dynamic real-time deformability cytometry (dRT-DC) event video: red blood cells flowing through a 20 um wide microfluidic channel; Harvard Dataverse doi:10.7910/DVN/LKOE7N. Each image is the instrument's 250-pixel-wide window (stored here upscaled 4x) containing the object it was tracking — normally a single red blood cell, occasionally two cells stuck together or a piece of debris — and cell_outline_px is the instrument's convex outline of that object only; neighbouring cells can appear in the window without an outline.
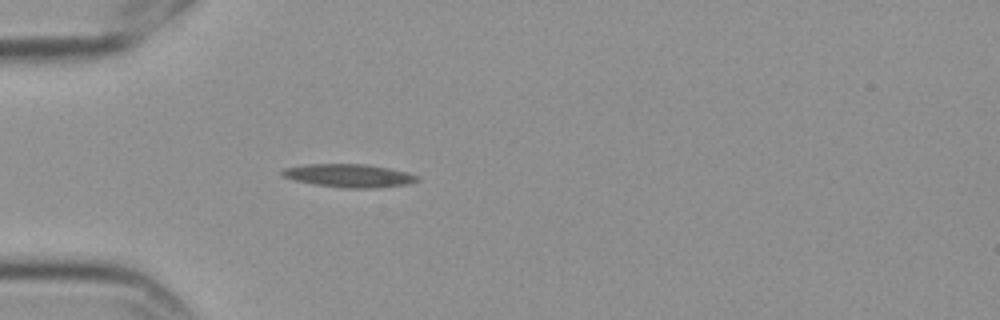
{"species": "Egyptian fruit bat (a non-hibernating species)", "species_latin": "Rousettus aegyptiacus", "temperature_condition": "cold", "stored_images_in_passage": 4, "camera_frame_rate_fps": 3000, "um_per_image_px": 0.085, "frame": {"image": 1, "passage_image": 4, "time_ms": 1.0, "image_size_px": [1000, 320], "cell_outline_px": [[420, 180], [408, 184], [376, 188], [348, 188], [316, 184], [292, 180], [280, 176], [280, 172], [284, 168], [304, 164], [364, 164], [388, 168], [408, 172], [420, 176]], "centroid_in_image_um": [29.66, 14.92], "position_along_channel_um": 55.3, "area_um2": 18.38}}